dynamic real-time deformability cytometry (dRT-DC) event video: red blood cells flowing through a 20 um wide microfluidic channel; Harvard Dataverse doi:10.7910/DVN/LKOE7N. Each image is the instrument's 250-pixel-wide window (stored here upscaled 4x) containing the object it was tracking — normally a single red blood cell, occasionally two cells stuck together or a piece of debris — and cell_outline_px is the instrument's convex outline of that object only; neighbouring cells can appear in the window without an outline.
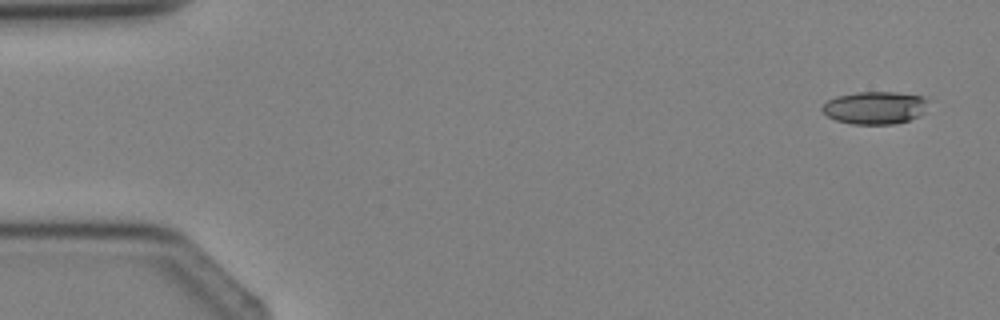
{"species": "Egyptian fruit bat (a non-hibernating species)", "species_latin": "Rousettus aegyptiacus", "temperature_condition": "cold", "stored_images_in_passage": 3, "camera_frame_rate_fps": 3000, "um_per_image_px": 0.085, "animal": {"sex": "female"}, "frame": {"image": 1, "passage_image": 1, "time_ms": 0.0, "image_size_px": [1000, 320], "cell_outline_px": [[928, 100], [920, 116], [896, 124], [852, 124], [836, 120], [828, 116], [820, 108], [828, 100], [836, 96], [856, 92], [896, 92], [924, 96]], "centroid_in_image_um": [74.36, 9.15], "position_along_channel_um": 10.6, "area_um2": 20.17}}
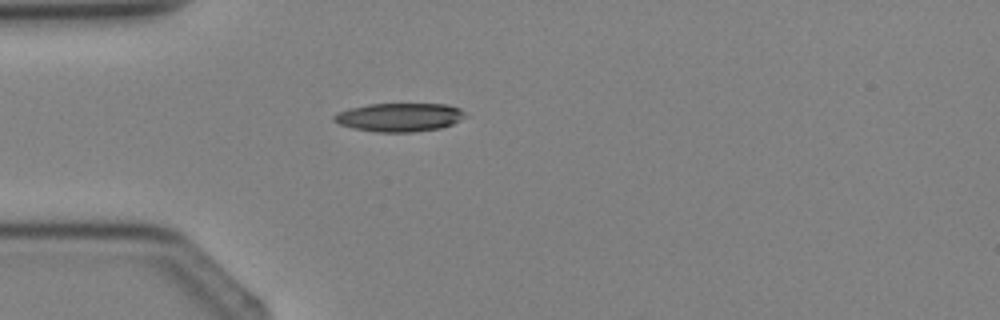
{"frame": {"image": 2, "passage_image": 3, "time_ms": 3.0, "image_size_px": [1000, 320], "cell_outline_px": [[468, 116], [452, 124], [440, 128], [412, 132], [376, 132], [352, 128], [340, 124], [332, 120], [332, 116], [336, 112], [348, 108], [368, 104], [448, 104], [460, 108]], "centroid_in_image_um": [33.93, 9.96], "position_along_channel_um": 51.1, "area_um2": 22.02}}